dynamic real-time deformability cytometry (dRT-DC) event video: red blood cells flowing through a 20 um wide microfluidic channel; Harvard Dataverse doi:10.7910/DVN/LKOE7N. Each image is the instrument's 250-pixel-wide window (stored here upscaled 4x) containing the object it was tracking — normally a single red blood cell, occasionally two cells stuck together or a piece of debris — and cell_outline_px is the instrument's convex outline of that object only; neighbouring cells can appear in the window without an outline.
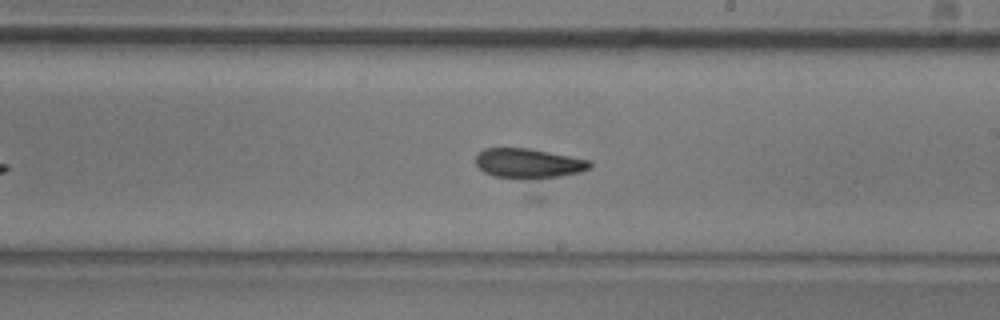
{"species": "common noctule bat (a hibernating species)", "species_latin": "Nyctalus noctula", "temperature_condition": "room temperature", "stored_images_in_passage": 47, "camera_frame_rate_fps": 3000, "um_per_image_px": 0.085, "animal": {"sex": "male", "body_mass_g": 20.5, "forearm_length_mm": 52.5}, "frame": {"image": 1, "passage_image": 21, "time_ms": 6.667, "image_size_px": [1000, 320], "cell_outline_px": [[592, 168], [580, 172], [540, 180], [532, 180], [496, 176], [484, 172], [476, 164], [476, 156], [484, 148], [528, 148], [592, 160]], "centroid_in_image_um": [44.98, 13.9], "position_along_channel_um": 244.0, "area_um2": 20.06}}